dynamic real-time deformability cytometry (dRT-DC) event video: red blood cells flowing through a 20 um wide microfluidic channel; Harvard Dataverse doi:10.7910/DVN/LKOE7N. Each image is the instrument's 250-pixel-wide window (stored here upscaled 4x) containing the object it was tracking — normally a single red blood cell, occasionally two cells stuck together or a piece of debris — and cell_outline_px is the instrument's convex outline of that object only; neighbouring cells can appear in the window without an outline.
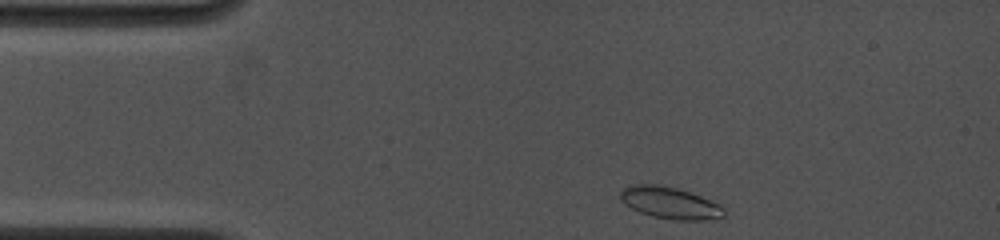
{"species": "common noctule bat (a hibernating species)", "species_latin": "Nyctalus noctula", "temperature_condition": "cold", "stored_images_in_passage": 56, "camera_frame_rate_fps": 4500, "um_per_image_px": 0.085, "animal": {"sex": "female", "body_mass_g": 19.0, "forearm_length_mm": 53.3}, "frame": {"image": 1, "passage_image": 1, "time_ms": 0.0, "image_size_px": [1000, 240], "cell_outline_px": [[724, 216], [704, 220], [672, 220], [652, 216], [640, 212], [624, 204], [620, 200], [620, 192], [628, 184], [660, 184], [676, 188], [700, 196], [720, 204], [724, 208]], "centroid_in_image_um": [56.91, 17.24], "position_along_channel_um": 28.1, "area_um2": 19.25}}
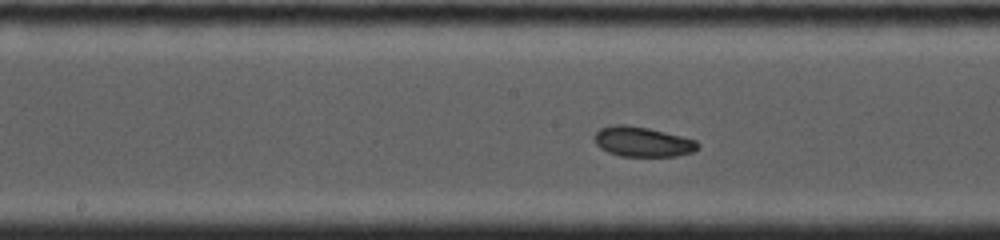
{"frame": {"image": 2, "passage_image": 25, "time_ms": 5.556, "image_size_px": [1000, 240], "cell_outline_px": [[700, 148], [692, 152], [676, 156], [620, 156], [608, 152], [600, 148], [596, 144], [596, 132], [600, 128], [616, 124], [624, 124], [648, 128], [696, 140], [700, 144]], "centroid_in_image_um": [54.63, 12.05], "position_along_channel_um": 193.6, "area_um2": 17.92}}
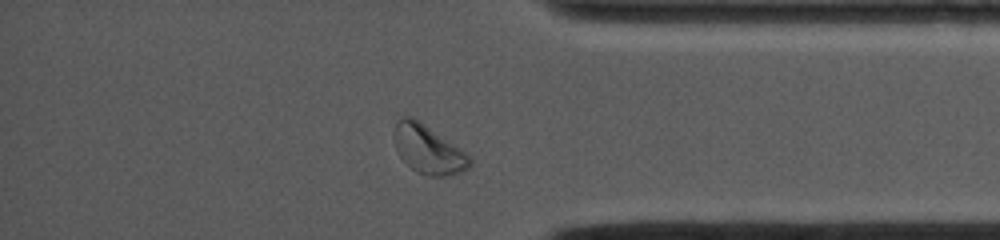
{"frame": {"image": 3, "passage_image": 50, "time_ms": 10.889, "image_size_px": [1000, 240], "cell_outline_px": [[472, 164], [468, 168], [460, 172], [444, 176], [428, 176], [416, 172], [400, 156], [396, 148], [396, 124], [404, 116], [412, 116], [472, 156]], "centroid_in_image_um": [36.45, 12.73], "position_along_channel_um": 398.7, "area_um2": 20.92}, "authors_computed_cell_mechanics": {"area_um2": 18.0914, "velocity_mm_per_s": 3.915, "shape_relaxation_time_tau1_ms": 2.8764, "shape_relaxation_time_tau2_ms": 3.0355, "deformation_change_tau1": 0.1092, "deformation_change_tau2": 0.0662}}